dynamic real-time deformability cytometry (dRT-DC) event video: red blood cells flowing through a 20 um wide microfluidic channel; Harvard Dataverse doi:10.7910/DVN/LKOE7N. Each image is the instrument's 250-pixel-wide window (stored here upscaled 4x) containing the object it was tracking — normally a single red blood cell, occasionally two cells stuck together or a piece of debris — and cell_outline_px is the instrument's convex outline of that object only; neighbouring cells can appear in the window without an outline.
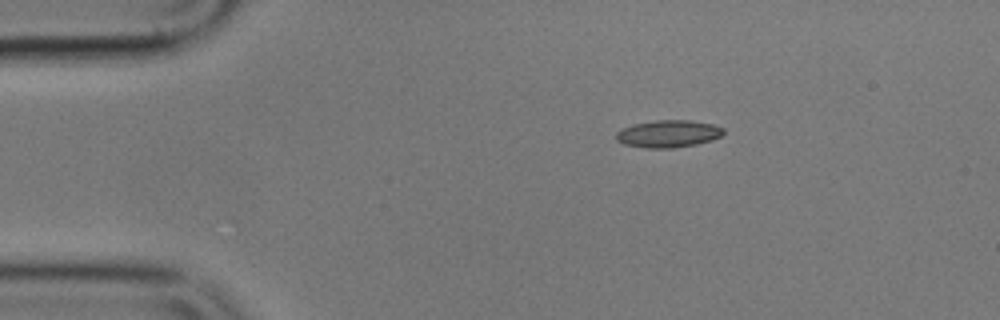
{"species": "common noctule bat (a hibernating species)", "species_latin": "Nyctalus noctula", "temperature_condition": "cold", "stored_images_in_passage": 22, "camera_frame_rate_fps": 3000, "um_per_image_px": 0.085, "animal": {"sex": "male", "body_mass_g": 17.9}, "frame": {"image": 1, "passage_image": 1, "time_ms": 0.0, "image_size_px": [1000, 320], "cell_outline_px": [[724, 132], [720, 136], [712, 140], [696, 144], [672, 148], [644, 148], [624, 144], [616, 140], [616, 132], [620, 128], [632, 124], [656, 120], [688, 120], [716, 124], [724, 128]], "centroid_in_image_um": [56.79, 11.36], "position_along_channel_um": 28.2, "area_um2": 17.28}}
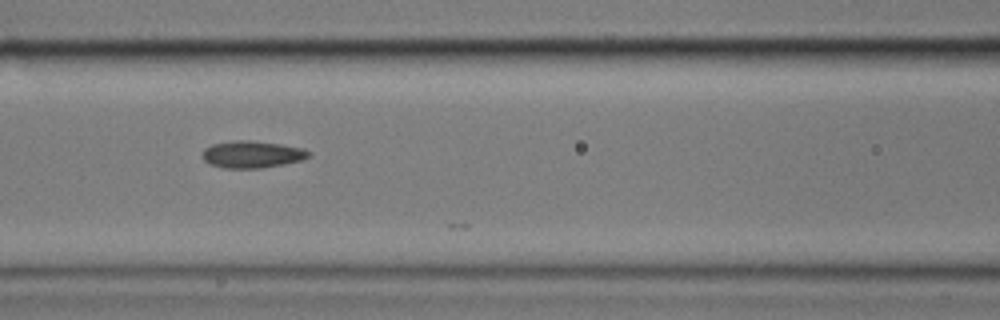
{"frame": {"image": 2, "passage_image": 15, "time_ms": 4.667, "image_size_px": [1000, 320], "cell_outline_px": [[308, 156], [300, 160], [284, 164], [260, 168], [224, 168], [208, 164], [204, 160], [204, 148], [212, 144], [236, 140], [248, 140], [280, 144], [304, 148], [308, 152]], "centroid_in_image_um": [21.39, 13.12], "position_along_channel_um": 145.2, "area_um2": 16.53}}
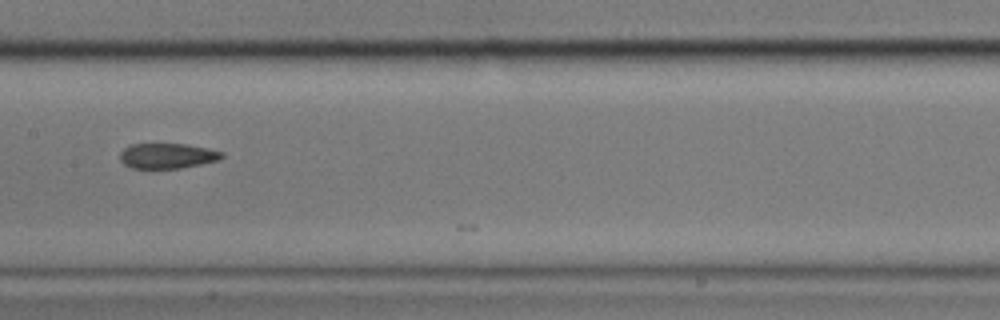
{"frame": {"image": 3, "passage_image": 19, "time_ms": 6.0, "image_size_px": [1000, 320], "cell_outline_px": [[224, 156], [216, 160], [200, 164], [180, 168], [132, 168], [124, 164], [120, 160], [120, 152], [124, 148], [132, 144], [188, 144], [208, 148], [224, 152]], "centroid_in_image_um": [14.21, 13.24], "position_along_channel_um": 193.2, "area_um2": 14.91}}